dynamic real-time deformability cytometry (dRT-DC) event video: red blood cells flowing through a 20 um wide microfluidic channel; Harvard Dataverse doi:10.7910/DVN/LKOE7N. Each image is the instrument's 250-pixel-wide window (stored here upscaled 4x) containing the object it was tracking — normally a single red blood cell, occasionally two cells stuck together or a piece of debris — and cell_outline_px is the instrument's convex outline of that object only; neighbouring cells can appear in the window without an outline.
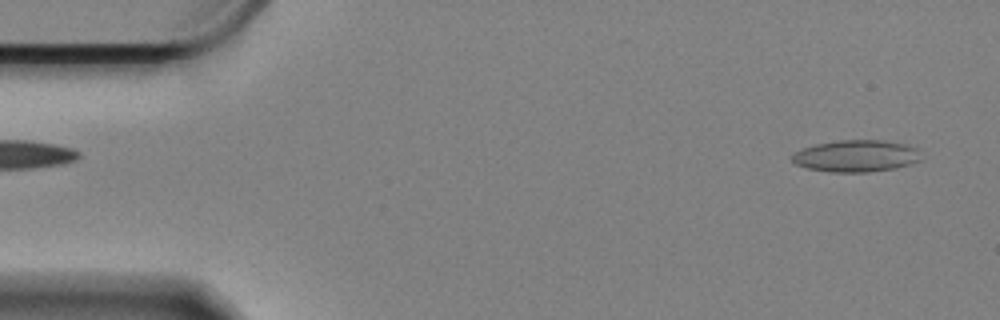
{"species": "Egyptian fruit bat (a non-hibernating species)", "species_latin": "Rousettus aegyptiacus", "temperature_condition": "cold", "stored_images_in_passage": 59, "camera_frame_rate_fps": 3000, "um_per_image_px": 0.085, "animal": {"sex": "female"}, "frame": {"image": 1, "passage_image": 2, "time_ms": 0.333, "image_size_px": [1000, 320], "cell_outline_px": [[920, 160], [896, 168], [864, 172], [832, 172], [808, 168], [796, 164], [792, 160], [792, 156], [796, 152], [804, 148], [816, 144], [836, 140], [884, 140], [904, 144], [916, 148]], "centroid_in_image_um": [72.75, 13.25], "position_along_channel_um": 12.2, "area_um2": 23.58}}
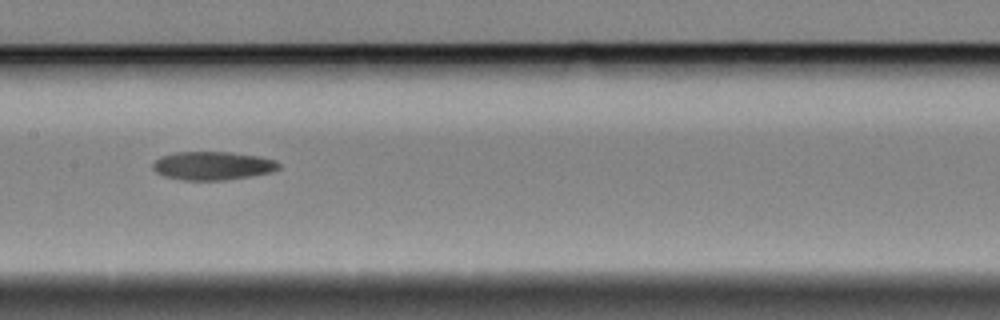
{"frame": {"image": 2, "passage_image": 28, "time_ms": 9.0, "image_size_px": [1000, 320], "cell_outline_px": [[280, 168], [272, 172], [224, 180], [184, 180], [164, 176], [156, 172], [152, 168], [152, 164], [160, 156], [176, 152], [232, 152], [260, 156], [276, 160], [280, 164]], "centroid_in_image_um": [18.08, 14.08], "position_along_channel_um": 189.3, "area_um2": 20.92}}
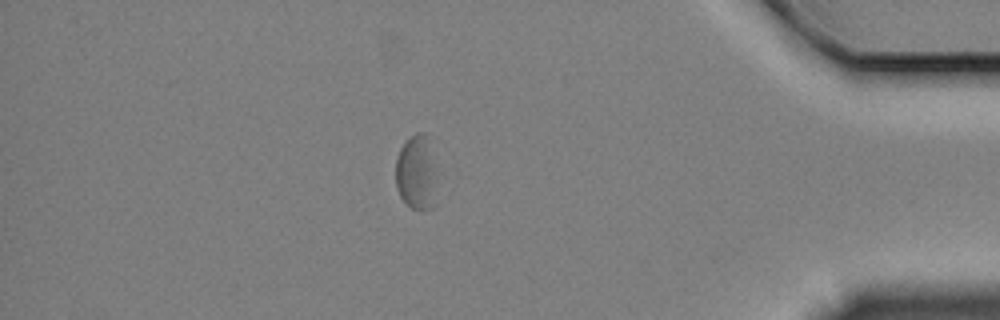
{"frame": {"image": 3, "passage_image": 51, "time_ms": 16.667, "image_size_px": [1000, 320], "cell_outline_px": [[432, 208], [412, 208], [400, 196], [396, 188], [396, 160], [400, 148], [416, 132], [428, 132], [432, 172]], "centroid_in_image_um": [35.3, 14.6], "position_along_channel_um": 399.9, "area_um2": 16.65}, "authors_computed_cell_mechanics": {"area_um2": 21.675, "velocity_mm_per_s": 3.2358, "shape_relaxation_time_tau1_ms": null, "shape_relaxation_time_tau2_ms": 2.9028, "deformation_change_tau1": null, "deformation_change_tau2": 0.0919}}